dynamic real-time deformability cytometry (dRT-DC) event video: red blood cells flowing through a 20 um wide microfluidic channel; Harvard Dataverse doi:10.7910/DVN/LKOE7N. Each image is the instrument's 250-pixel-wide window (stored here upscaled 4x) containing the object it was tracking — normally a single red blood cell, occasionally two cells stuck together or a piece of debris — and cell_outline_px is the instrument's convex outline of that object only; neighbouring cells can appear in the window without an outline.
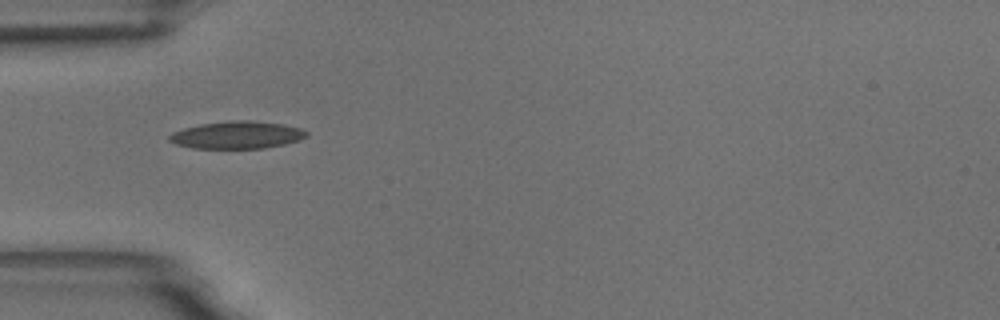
{"species": "common noctule bat (a hibernating species)", "species_latin": "Nyctalus noctula", "temperature_condition": "room temperature", "stored_images_in_passage": 4, "camera_frame_rate_fps": 3000, "um_per_image_px": 0.085, "animal": {"sex": "male", "body_mass_g": 18.8}, "frame": {"image": 1, "passage_image": 1, "time_ms": 0.0, "image_size_px": [1000, 320], "cell_outline_px": [[308, 136], [300, 140], [284, 144], [264, 148], [192, 148], [176, 144], [168, 140], [168, 136], [172, 132], [184, 128], [200, 124], [236, 120], [248, 120], [280, 124], [300, 128], [308, 132]], "centroid_in_image_um": [20.13, 11.48], "position_along_channel_um": 64.9, "area_um2": 21.79}}